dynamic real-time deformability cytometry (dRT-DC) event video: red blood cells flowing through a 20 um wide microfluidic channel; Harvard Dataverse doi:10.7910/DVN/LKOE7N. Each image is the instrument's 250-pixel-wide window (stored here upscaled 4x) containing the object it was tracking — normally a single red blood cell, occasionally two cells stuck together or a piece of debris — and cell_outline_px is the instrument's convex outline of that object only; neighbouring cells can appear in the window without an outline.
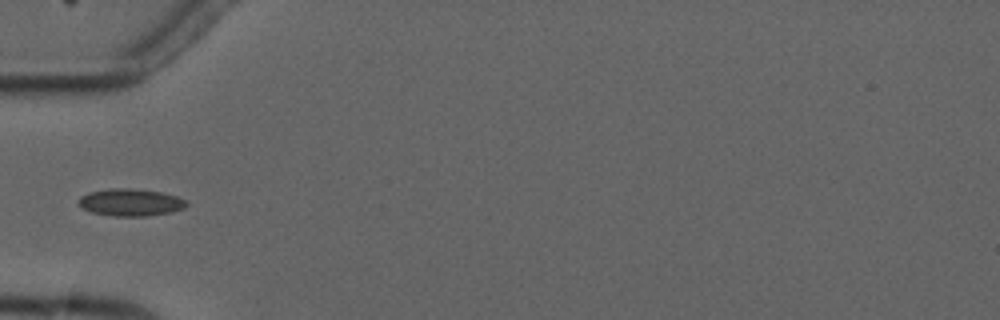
{"species": "common noctule bat (a hibernating species)", "species_latin": "Nyctalus noctula", "temperature_condition": "cold", "stored_images_in_passage": 6, "camera_frame_rate_fps": 3000, "um_per_image_px": 0.085, "animal": {"sex": "male", "forearm_length_mm": 52.5}, "frame": {"image": 1, "passage_image": 5, "time_ms": 5.667, "image_size_px": [1000, 320], "cell_outline_px": [[188, 204], [184, 208], [172, 212], [148, 216], [112, 216], [92, 212], [84, 208], [80, 204], [80, 196], [88, 192], [112, 188], [132, 188], [160, 192], [176, 196], [188, 200]], "centroid_in_image_um": [11.14, 17.2], "position_along_channel_um": 73.9, "area_um2": 17.11}}
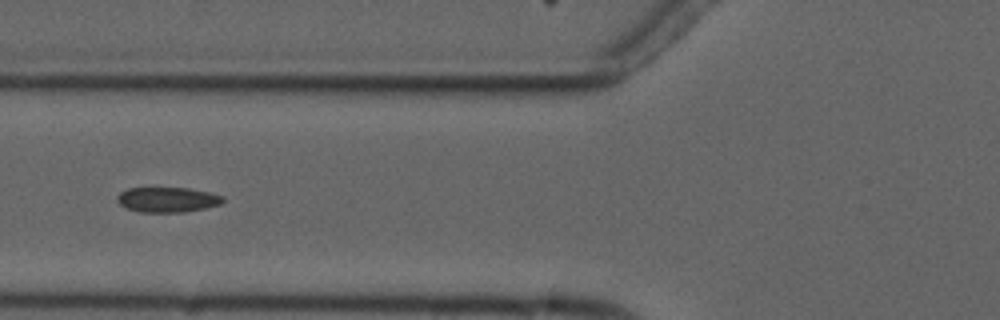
{"frame": {"image": 2, "passage_image": 6, "time_ms": 6.667, "image_size_px": [1000, 320], "cell_outline_px": [[224, 200], [220, 204], [204, 208], [184, 212], [140, 212], [128, 208], [120, 204], [116, 200], [116, 196], [120, 192], [128, 188], [188, 188], [212, 192], [224, 196]], "centroid_in_image_um": [14.24, 16.96], "position_along_channel_um": 111.6, "area_um2": 15.49}}